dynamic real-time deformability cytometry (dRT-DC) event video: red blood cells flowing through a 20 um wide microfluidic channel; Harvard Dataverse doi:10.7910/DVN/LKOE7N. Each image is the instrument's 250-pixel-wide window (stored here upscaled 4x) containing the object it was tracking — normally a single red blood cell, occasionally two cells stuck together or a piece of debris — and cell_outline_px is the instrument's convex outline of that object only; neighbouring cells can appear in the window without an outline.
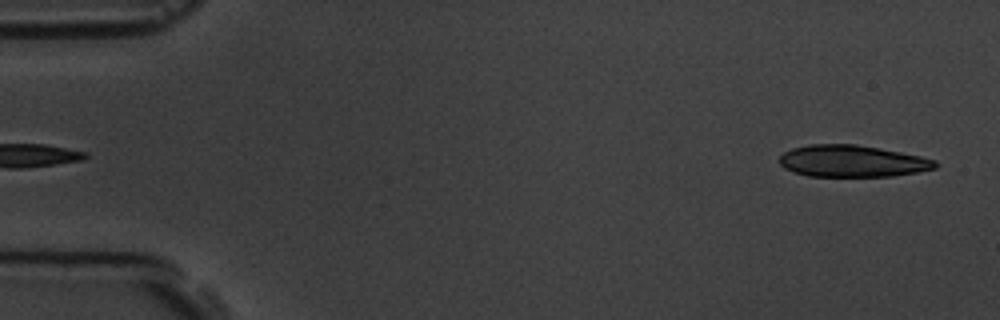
{"species": "common noctule bat (a hibernating species)", "species_latin": "Nyctalus noctula", "temperature_condition": "room temperature", "stored_images_in_passage": 5, "segment_of_instrument_passage": [2, 2], "camera_frame_rate_fps": 3000, "um_per_image_px": 0.085, "animal": {"sex": "male", "body_mass_g": 19.5, "forearm_length_mm": 54.6}, "frame": {"image": 1, "passage_image": 5, "time_ms": 4.667, "image_size_px": [1000, 320], "cell_outline_px": [[940, 164], [936, 168], [916, 172], [892, 176], [808, 176], [784, 168], [780, 164], [780, 156], [784, 152], [792, 148], [812, 144], [856, 144], [880, 148], [920, 156], [936, 160]], "centroid_in_image_um": [72.46, 13.69], "position_along_channel_um": 12.5, "area_um2": 28.78}}